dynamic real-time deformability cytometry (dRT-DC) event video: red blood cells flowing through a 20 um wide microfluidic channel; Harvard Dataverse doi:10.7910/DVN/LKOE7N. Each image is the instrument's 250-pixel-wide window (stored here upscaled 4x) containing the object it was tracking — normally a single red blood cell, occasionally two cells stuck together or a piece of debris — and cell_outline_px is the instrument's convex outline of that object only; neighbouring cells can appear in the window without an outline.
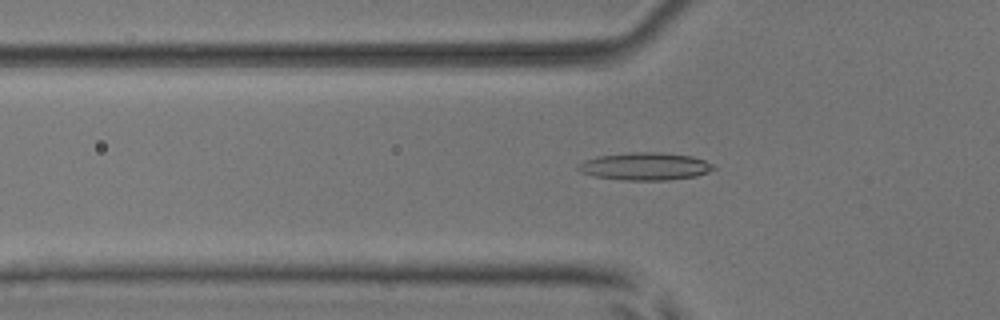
{"species": "common noctule bat (a hibernating species)", "species_latin": "Nyctalus noctula", "temperature_condition": "room temperature", "stored_images_in_passage": 52, "camera_frame_rate_fps": 3000, "um_per_image_px": 0.085, "animal": {"sex": "male", "body_mass_g": 17.9, "forearm_length_mm": 54.2}, "frame": {"image": 1, "passage_image": 17, "time_ms": 5.333, "image_size_px": [1000, 320], "cell_outline_px": [[716, 168], [708, 172], [696, 176], [668, 180], [624, 180], [592, 176], [580, 172], [576, 168], [584, 160], [596, 156], [628, 152], [660, 152], [692, 156], [716, 164]], "centroid_in_image_um": [54.84, 14.13], "position_along_channel_um": 71.0, "area_um2": 22.02}}
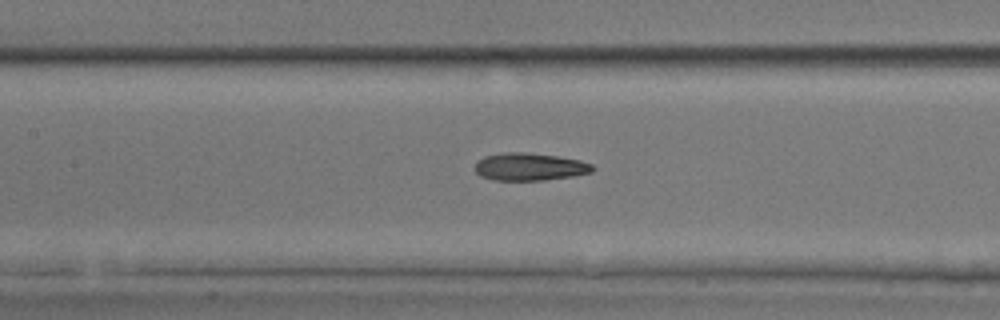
{"frame": {"image": 2, "passage_image": 24, "time_ms": 7.667, "image_size_px": [1000, 320], "cell_outline_px": [[596, 168], [592, 172], [572, 176], [544, 180], [492, 180], [480, 176], [476, 172], [476, 160], [484, 156], [504, 152], [524, 152], [556, 156], [580, 160], [592, 164]], "centroid_in_image_um": [45.01, 14.17], "position_along_channel_um": 162.4, "area_um2": 18.96}}
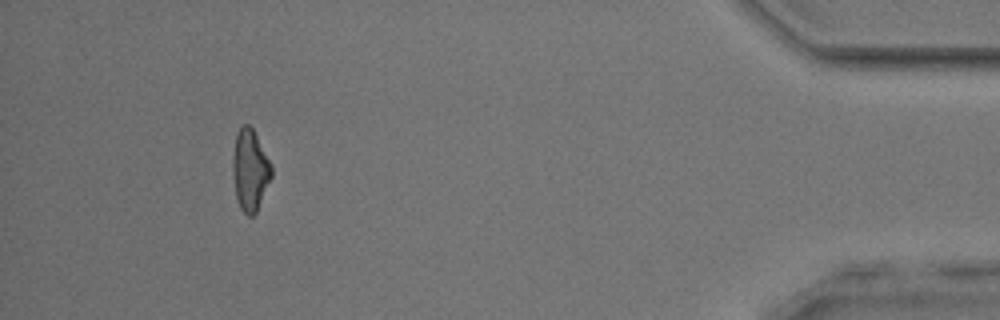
{"frame": {"image": 3, "passage_image": 48, "time_ms": 15.667, "image_size_px": [1000, 320], "cell_outline_px": [[272, 176], [256, 212], [252, 216], [248, 216], [240, 208], [236, 196], [232, 172], [232, 156], [236, 132], [244, 124], [248, 124], [252, 128], [272, 164]], "centroid_in_image_um": [21.24, 14.44], "position_along_channel_um": 414.0, "area_um2": 18.38}, "authors_computed_cell_mechanics": {"area_um2": 18.9584, "velocity_mm_per_s": 3.9186, "shape_relaxation_time_tau1_ms": 3.7954, "shape_relaxation_time_tau2_ms": 1.6783, "deformation_change_tau1": 0.1535, "deformation_change_tau2": 0.1008}}